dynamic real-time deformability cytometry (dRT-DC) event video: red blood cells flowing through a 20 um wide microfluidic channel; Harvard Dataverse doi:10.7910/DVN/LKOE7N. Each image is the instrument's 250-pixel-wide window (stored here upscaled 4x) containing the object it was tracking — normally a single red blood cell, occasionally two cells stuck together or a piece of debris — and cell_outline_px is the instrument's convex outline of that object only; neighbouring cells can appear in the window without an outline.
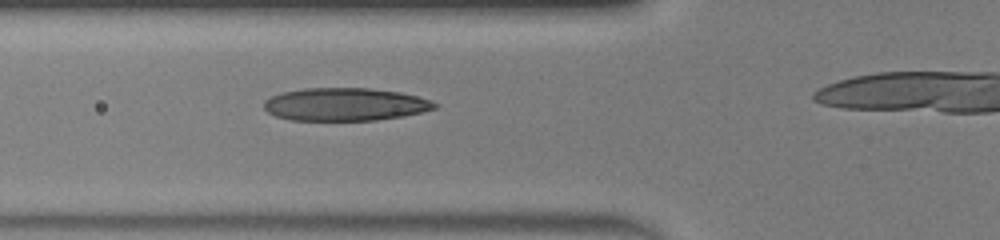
{"species": "human", "species_latin": "Homo sapiens", "temperature_condition": "warm", "stored_images_in_passage": 28, "camera_frame_rate_fps": 3000, "um_per_image_px": 0.085, "donor": {"sex": "male"}, "frame": {"image": 1, "passage_image": 6, "time_ms": 1.667, "image_size_px": [1000, 240], "cell_outline_px": [[440, 104], [436, 108], [404, 116], [376, 120], [292, 120], [276, 116], [268, 112], [264, 108], [264, 100], [280, 92], [304, 88], [368, 88], [400, 92], [432, 100]], "centroid_in_image_um": [29.34, 8.86], "position_along_channel_um": 96.5, "area_um2": 32.77}}
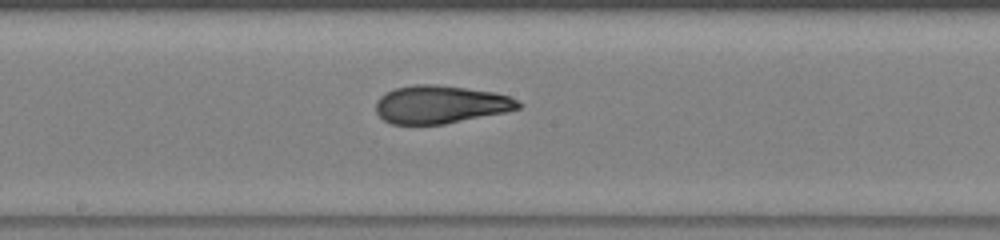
{"frame": {"image": 2, "passage_image": 14, "time_ms": 4.333, "image_size_px": [1000, 240], "cell_outline_px": [[524, 104], [520, 108], [504, 112], [444, 124], [392, 124], [384, 120], [376, 112], [376, 100], [384, 92], [396, 88], [416, 84], [436, 84], [492, 92], [508, 96]], "centroid_in_image_um": [37.4, 8.88], "position_along_channel_um": 210.8, "area_um2": 31.33}}
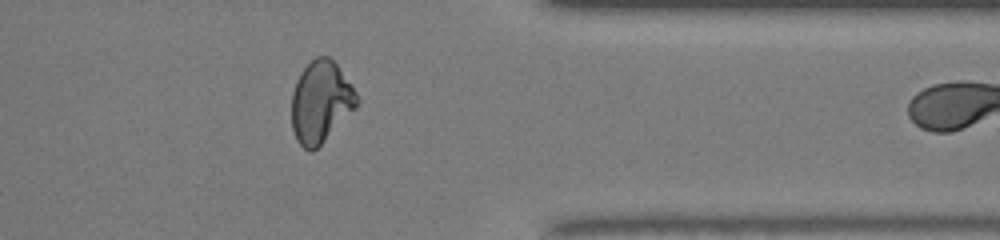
{"frame": {"image": 3, "passage_image": 27, "time_ms": 8.667, "image_size_px": [1000, 240], "cell_outline_px": [[360, 100], [356, 108], [312, 152], [308, 152], [296, 140], [292, 128], [292, 92], [296, 80], [300, 72], [316, 56], [328, 56], [336, 64], [356, 92]], "centroid_in_image_um": [27.25, 8.66], "position_along_channel_um": 384.2, "area_um2": 30.81}}